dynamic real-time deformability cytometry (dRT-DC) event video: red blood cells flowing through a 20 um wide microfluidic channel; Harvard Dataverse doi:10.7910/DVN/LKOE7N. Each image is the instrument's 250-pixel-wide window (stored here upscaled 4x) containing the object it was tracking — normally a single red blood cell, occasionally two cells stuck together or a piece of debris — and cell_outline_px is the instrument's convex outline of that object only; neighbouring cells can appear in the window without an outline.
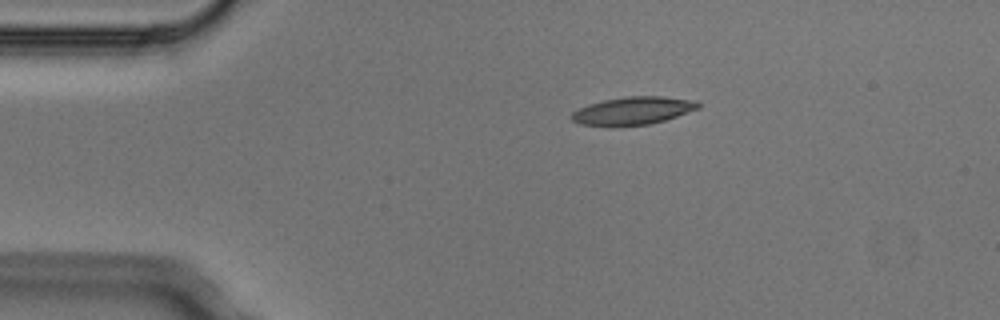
{"species": "Egyptian fruit bat (a non-hibernating species)", "species_latin": "Rousettus aegyptiacus", "temperature_condition": "cold", "stored_images_in_passage": 2, "camera_frame_rate_fps": 3000, "um_per_image_px": 0.085, "animal": {"sex": "male"}, "frame": {"image": 1, "passage_image": 1, "time_ms": 0.0, "image_size_px": [1000, 320], "cell_outline_px": [[700, 108], [664, 120], [648, 124], [580, 124], [572, 120], [572, 112], [588, 104], [604, 100], [624, 96], [660, 96], [696, 100], [700, 104]], "centroid_in_image_um": [53.85, 9.37], "position_along_channel_um": 31.1, "area_um2": 19.88}}